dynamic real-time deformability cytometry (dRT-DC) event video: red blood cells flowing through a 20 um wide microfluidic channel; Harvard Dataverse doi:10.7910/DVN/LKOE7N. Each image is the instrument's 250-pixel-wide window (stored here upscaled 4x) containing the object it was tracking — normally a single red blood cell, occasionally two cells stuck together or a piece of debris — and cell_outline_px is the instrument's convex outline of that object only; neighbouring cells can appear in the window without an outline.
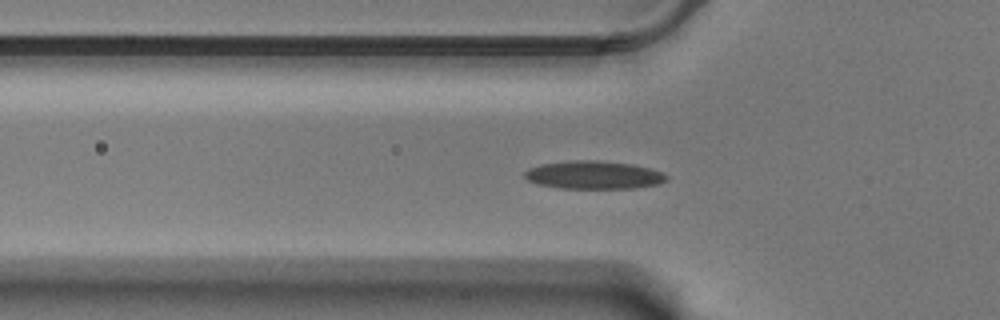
{"species": "Egyptian fruit bat (a non-hibernating species)", "species_latin": "Rousettus aegyptiacus", "temperature_condition": "warm", "stored_images_in_passage": 52, "camera_frame_rate_fps": 3000, "um_per_image_px": 0.085, "animal": {"sex": "male"}, "frame": {"image": 1, "passage_image": 12, "time_ms": 3.667, "image_size_px": [1000, 320], "cell_outline_px": [[668, 180], [660, 184], [636, 188], [560, 188], [540, 184], [528, 180], [524, 176], [524, 172], [528, 168], [540, 164], [572, 160], [596, 160], [632, 164], [648, 168], [660, 172], [668, 176]], "centroid_in_image_um": [50.47, 14.87], "position_along_channel_um": 75.3, "area_um2": 23.18}}
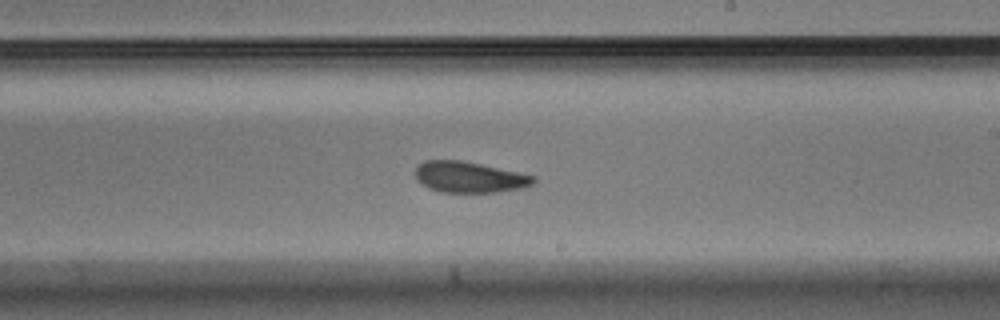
{"frame": {"image": 2, "passage_image": 27, "time_ms": 8.667, "image_size_px": [1000, 320], "cell_outline_px": [[536, 180], [532, 184], [524, 188], [496, 192], [440, 192], [428, 188], [416, 180], [416, 168], [424, 160], [460, 160], [480, 164], [536, 176]], "centroid_in_image_um": [39.89, 15.06], "position_along_channel_um": 249.1, "area_um2": 21.27}}
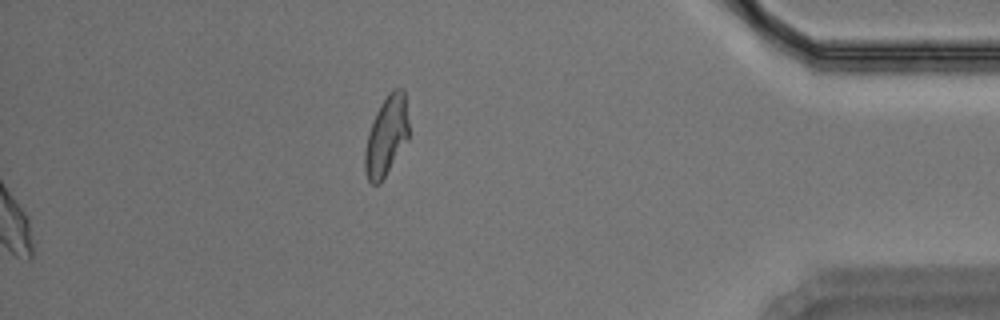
{"frame": {"image": 3, "passage_image": 52, "time_ms": 17.0, "image_size_px": [1000, 320], "cell_outline_px": [[408, 140], [380, 184], [372, 184], [368, 180], [364, 168], [364, 152], [368, 132], [376, 112], [380, 104], [388, 92], [392, 88], [404, 88], [408, 124]], "centroid_in_image_um": [32.83, 11.55], "position_along_channel_um": 402.4, "area_um2": 20.46}, "authors_computed_cell_mechanics": {"area_um2": 21.675, "velocity_mm_per_s": 3.4534, "shape_relaxation_time_tau1_ms": null, "shape_relaxation_time_tau2_ms": 4.2944, "deformation_change_tau1": null, "deformation_change_tau2": 0.1082}}